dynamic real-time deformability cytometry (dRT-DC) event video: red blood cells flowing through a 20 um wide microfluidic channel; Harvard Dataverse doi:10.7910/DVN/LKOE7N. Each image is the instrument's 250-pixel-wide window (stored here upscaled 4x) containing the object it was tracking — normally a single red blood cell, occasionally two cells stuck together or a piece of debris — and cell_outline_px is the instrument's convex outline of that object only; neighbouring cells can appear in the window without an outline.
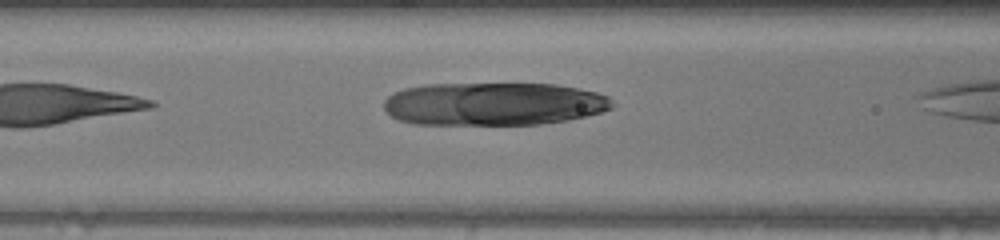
{"species": "human", "species_latin": "Homo sapiens", "temperature_condition": "warm", "stored_images_in_passage": 9, "camera_frame_rate_fps": 3000, "um_per_image_px": 0.085, "donor": {"sex": "female"}, "frame": {"image": 1, "passage_image": 7, "time_ms": 2.0, "image_size_px": [1000, 240], "cell_outline_px": [[616, 104], [612, 108], [600, 112], [568, 120], [540, 124], [412, 124], [400, 120], [392, 116], [384, 108], [384, 100], [392, 92], [404, 88], [424, 84], [556, 84], [596, 92], [608, 96]], "centroid_in_image_um": [41.95, 8.83], "position_along_channel_um": 124.7, "area_um2": 57.4}}